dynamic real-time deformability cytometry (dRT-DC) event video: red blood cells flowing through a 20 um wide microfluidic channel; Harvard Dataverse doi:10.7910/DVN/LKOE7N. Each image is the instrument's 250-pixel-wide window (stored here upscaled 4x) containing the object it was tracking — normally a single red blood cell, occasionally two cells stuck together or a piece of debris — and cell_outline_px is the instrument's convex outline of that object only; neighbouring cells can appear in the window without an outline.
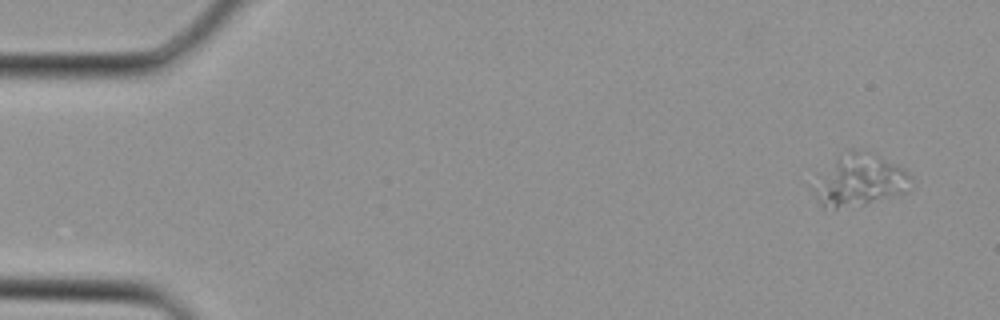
{"species": "Egyptian fruit bat (a non-hibernating species)", "species_latin": "Rousettus aegyptiacus", "temperature_condition": "cold", "stored_images_in_passage": 4, "camera_frame_rate_fps": 3000, "um_per_image_px": 0.085, "animal": {"sex": "female"}, "frame": {"image": 1, "passage_image": 1, "time_ms": 0.0, "image_size_px": [1000, 320], "cell_outline_px": [[912, 188], [908, 192], [864, 204], [836, 208], [824, 208], [820, 204], [808, 184], [816, 172], [852, 148], [876, 156], [896, 164], [904, 168], [912, 176]], "centroid_in_image_um": [72.99, 15.34], "position_along_channel_um": 12.0, "area_um2": 30.0}}